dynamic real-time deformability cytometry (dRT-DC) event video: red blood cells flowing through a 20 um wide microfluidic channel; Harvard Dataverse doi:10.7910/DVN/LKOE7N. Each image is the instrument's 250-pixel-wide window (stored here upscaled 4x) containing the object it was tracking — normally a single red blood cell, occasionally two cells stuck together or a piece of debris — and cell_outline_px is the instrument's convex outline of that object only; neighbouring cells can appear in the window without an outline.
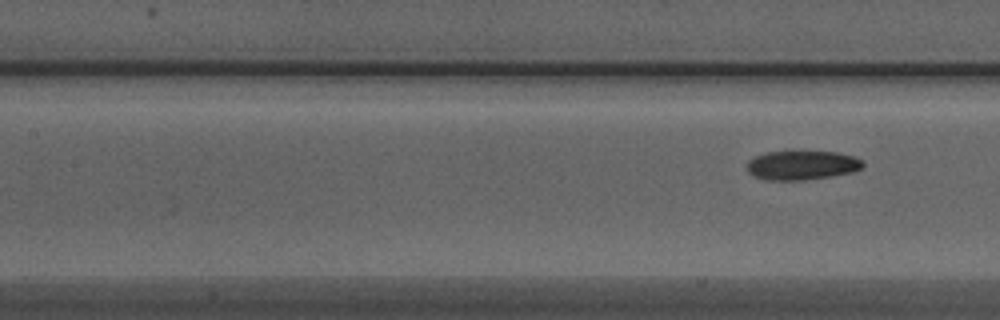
{"species": "Egyptian fruit bat (a non-hibernating species)", "species_latin": "Rousettus aegyptiacus", "temperature_condition": "warm", "stored_images_in_passage": 4, "camera_frame_rate_fps": 3000, "um_per_image_px": 0.085, "animal": {"sex": "male"}, "frame": {"image": 1, "passage_image": 4, "time_ms": 1.0, "image_size_px": [1000, 320], "cell_outline_px": [[864, 168], [852, 172], [832, 176], [804, 180], [764, 180], [752, 176], [748, 172], [748, 160], [764, 152], [836, 152], [856, 156], [864, 160]], "centroid_in_image_um": [68.2, 14.05], "position_along_channel_um": 139.2, "area_um2": 19.88}}